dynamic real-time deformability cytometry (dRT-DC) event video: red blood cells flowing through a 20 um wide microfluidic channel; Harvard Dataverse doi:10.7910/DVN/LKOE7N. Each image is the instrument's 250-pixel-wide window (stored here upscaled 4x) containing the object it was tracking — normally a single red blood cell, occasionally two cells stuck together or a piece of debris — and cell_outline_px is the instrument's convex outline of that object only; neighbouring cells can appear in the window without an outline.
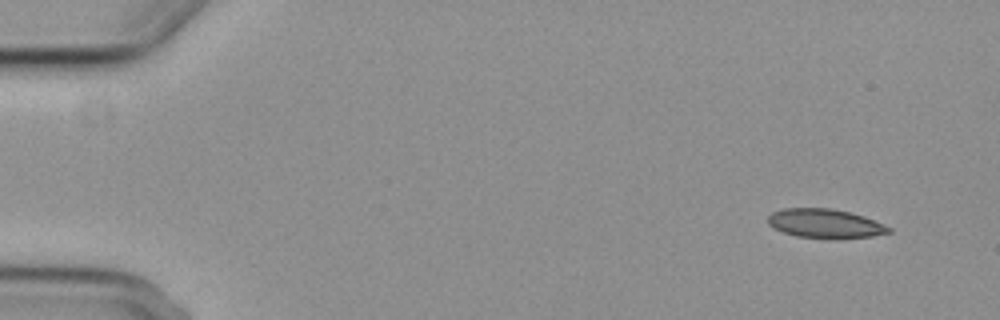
{"species": "common noctule bat (a hibernating species)", "species_latin": "Nyctalus noctula", "temperature_condition": "cold", "stored_images_in_passage": 6, "camera_frame_rate_fps": 3000, "um_per_image_px": 0.085, "animal": {"sex": "female", "body_mass_g": 29.2, "forearm_length_mm": 56.3}, "frame": {"image": 1, "passage_image": 2, "time_ms": 1.0, "image_size_px": [1000, 320], "cell_outline_px": [[892, 232], [872, 236], [836, 240], [796, 236], [772, 228], [768, 224], [768, 216], [772, 212], [784, 208], [828, 208], [848, 212], [864, 216], [884, 224], [892, 228]], "centroid_in_image_um": [70.14, 19.02], "position_along_channel_um": 14.9, "area_um2": 20.81}}